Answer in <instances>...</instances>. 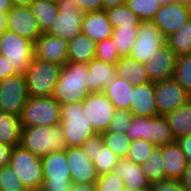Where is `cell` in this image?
<instances>
[{
  "label": "cell",
  "mask_w": 191,
  "mask_h": 191,
  "mask_svg": "<svg viewBox=\"0 0 191 191\" xmlns=\"http://www.w3.org/2000/svg\"><path fill=\"white\" fill-rule=\"evenodd\" d=\"M88 64L67 62L61 69L52 97L60 104L81 102L88 94L85 78Z\"/></svg>",
  "instance_id": "obj_1"
},
{
  "label": "cell",
  "mask_w": 191,
  "mask_h": 191,
  "mask_svg": "<svg viewBox=\"0 0 191 191\" xmlns=\"http://www.w3.org/2000/svg\"><path fill=\"white\" fill-rule=\"evenodd\" d=\"M20 145L41 158L67 148L60 124L51 127L22 126Z\"/></svg>",
  "instance_id": "obj_2"
},
{
  "label": "cell",
  "mask_w": 191,
  "mask_h": 191,
  "mask_svg": "<svg viewBox=\"0 0 191 191\" xmlns=\"http://www.w3.org/2000/svg\"><path fill=\"white\" fill-rule=\"evenodd\" d=\"M67 147H81L96 134L91 122L84 116L82 103L61 105V121Z\"/></svg>",
  "instance_id": "obj_3"
},
{
  "label": "cell",
  "mask_w": 191,
  "mask_h": 191,
  "mask_svg": "<svg viewBox=\"0 0 191 191\" xmlns=\"http://www.w3.org/2000/svg\"><path fill=\"white\" fill-rule=\"evenodd\" d=\"M62 65L33 58L25 73L28 96L51 97Z\"/></svg>",
  "instance_id": "obj_4"
},
{
  "label": "cell",
  "mask_w": 191,
  "mask_h": 191,
  "mask_svg": "<svg viewBox=\"0 0 191 191\" xmlns=\"http://www.w3.org/2000/svg\"><path fill=\"white\" fill-rule=\"evenodd\" d=\"M126 135L131 141L142 139L162 147L174 141L167 119L164 116L143 117L135 116L128 126Z\"/></svg>",
  "instance_id": "obj_5"
},
{
  "label": "cell",
  "mask_w": 191,
  "mask_h": 191,
  "mask_svg": "<svg viewBox=\"0 0 191 191\" xmlns=\"http://www.w3.org/2000/svg\"><path fill=\"white\" fill-rule=\"evenodd\" d=\"M22 126L51 127L60 124L61 105L51 97L29 96L20 115Z\"/></svg>",
  "instance_id": "obj_6"
},
{
  "label": "cell",
  "mask_w": 191,
  "mask_h": 191,
  "mask_svg": "<svg viewBox=\"0 0 191 191\" xmlns=\"http://www.w3.org/2000/svg\"><path fill=\"white\" fill-rule=\"evenodd\" d=\"M9 165L26 189L41 190L43 185L41 157L18 145L13 147Z\"/></svg>",
  "instance_id": "obj_7"
},
{
  "label": "cell",
  "mask_w": 191,
  "mask_h": 191,
  "mask_svg": "<svg viewBox=\"0 0 191 191\" xmlns=\"http://www.w3.org/2000/svg\"><path fill=\"white\" fill-rule=\"evenodd\" d=\"M1 55L8 58L16 74L25 75L34 58V42L10 30L0 36Z\"/></svg>",
  "instance_id": "obj_8"
},
{
  "label": "cell",
  "mask_w": 191,
  "mask_h": 191,
  "mask_svg": "<svg viewBox=\"0 0 191 191\" xmlns=\"http://www.w3.org/2000/svg\"><path fill=\"white\" fill-rule=\"evenodd\" d=\"M43 185L42 191H70L73 185L65 150L54 151L41 158Z\"/></svg>",
  "instance_id": "obj_9"
},
{
  "label": "cell",
  "mask_w": 191,
  "mask_h": 191,
  "mask_svg": "<svg viewBox=\"0 0 191 191\" xmlns=\"http://www.w3.org/2000/svg\"><path fill=\"white\" fill-rule=\"evenodd\" d=\"M57 5L58 16L46 33L69 42L82 33L85 13L72 0H57Z\"/></svg>",
  "instance_id": "obj_10"
},
{
  "label": "cell",
  "mask_w": 191,
  "mask_h": 191,
  "mask_svg": "<svg viewBox=\"0 0 191 191\" xmlns=\"http://www.w3.org/2000/svg\"><path fill=\"white\" fill-rule=\"evenodd\" d=\"M84 116L91 122L96 134L109 129L116 108L103 93H89L82 101Z\"/></svg>",
  "instance_id": "obj_11"
},
{
  "label": "cell",
  "mask_w": 191,
  "mask_h": 191,
  "mask_svg": "<svg viewBox=\"0 0 191 191\" xmlns=\"http://www.w3.org/2000/svg\"><path fill=\"white\" fill-rule=\"evenodd\" d=\"M28 97L25 75L0 80V111L20 116Z\"/></svg>",
  "instance_id": "obj_12"
},
{
  "label": "cell",
  "mask_w": 191,
  "mask_h": 191,
  "mask_svg": "<svg viewBox=\"0 0 191 191\" xmlns=\"http://www.w3.org/2000/svg\"><path fill=\"white\" fill-rule=\"evenodd\" d=\"M165 43L162 31L152 21H141L129 56L144 64Z\"/></svg>",
  "instance_id": "obj_13"
},
{
  "label": "cell",
  "mask_w": 191,
  "mask_h": 191,
  "mask_svg": "<svg viewBox=\"0 0 191 191\" xmlns=\"http://www.w3.org/2000/svg\"><path fill=\"white\" fill-rule=\"evenodd\" d=\"M154 98L159 116H165L191 100V95L173 78L154 83Z\"/></svg>",
  "instance_id": "obj_14"
},
{
  "label": "cell",
  "mask_w": 191,
  "mask_h": 191,
  "mask_svg": "<svg viewBox=\"0 0 191 191\" xmlns=\"http://www.w3.org/2000/svg\"><path fill=\"white\" fill-rule=\"evenodd\" d=\"M191 18V7L188 3L178 2L162 5L152 22L162 31L165 38L178 31Z\"/></svg>",
  "instance_id": "obj_15"
},
{
  "label": "cell",
  "mask_w": 191,
  "mask_h": 191,
  "mask_svg": "<svg viewBox=\"0 0 191 191\" xmlns=\"http://www.w3.org/2000/svg\"><path fill=\"white\" fill-rule=\"evenodd\" d=\"M66 160L69 166L72 183L95 184L99 175L93 161H91L81 147H67Z\"/></svg>",
  "instance_id": "obj_16"
},
{
  "label": "cell",
  "mask_w": 191,
  "mask_h": 191,
  "mask_svg": "<svg viewBox=\"0 0 191 191\" xmlns=\"http://www.w3.org/2000/svg\"><path fill=\"white\" fill-rule=\"evenodd\" d=\"M7 30L33 42L42 34L31 7L13 6L7 12Z\"/></svg>",
  "instance_id": "obj_17"
},
{
  "label": "cell",
  "mask_w": 191,
  "mask_h": 191,
  "mask_svg": "<svg viewBox=\"0 0 191 191\" xmlns=\"http://www.w3.org/2000/svg\"><path fill=\"white\" fill-rule=\"evenodd\" d=\"M177 56L165 43L155 50L154 54L144 63L145 70L151 82L172 79Z\"/></svg>",
  "instance_id": "obj_18"
},
{
  "label": "cell",
  "mask_w": 191,
  "mask_h": 191,
  "mask_svg": "<svg viewBox=\"0 0 191 191\" xmlns=\"http://www.w3.org/2000/svg\"><path fill=\"white\" fill-rule=\"evenodd\" d=\"M68 46L65 39L42 33L34 41V58L64 66L68 62Z\"/></svg>",
  "instance_id": "obj_19"
},
{
  "label": "cell",
  "mask_w": 191,
  "mask_h": 191,
  "mask_svg": "<svg viewBox=\"0 0 191 191\" xmlns=\"http://www.w3.org/2000/svg\"><path fill=\"white\" fill-rule=\"evenodd\" d=\"M89 73L85 78L89 93H101L105 86H111L116 77L115 65L94 58L88 63Z\"/></svg>",
  "instance_id": "obj_20"
},
{
  "label": "cell",
  "mask_w": 191,
  "mask_h": 191,
  "mask_svg": "<svg viewBox=\"0 0 191 191\" xmlns=\"http://www.w3.org/2000/svg\"><path fill=\"white\" fill-rule=\"evenodd\" d=\"M113 173L123 179L124 187L135 191H149L150 182L144 175L142 166L127 158H119Z\"/></svg>",
  "instance_id": "obj_21"
},
{
  "label": "cell",
  "mask_w": 191,
  "mask_h": 191,
  "mask_svg": "<svg viewBox=\"0 0 191 191\" xmlns=\"http://www.w3.org/2000/svg\"><path fill=\"white\" fill-rule=\"evenodd\" d=\"M130 111L135 116H158V110L154 98V82L142 85H133Z\"/></svg>",
  "instance_id": "obj_22"
},
{
  "label": "cell",
  "mask_w": 191,
  "mask_h": 191,
  "mask_svg": "<svg viewBox=\"0 0 191 191\" xmlns=\"http://www.w3.org/2000/svg\"><path fill=\"white\" fill-rule=\"evenodd\" d=\"M82 33L96 43L112 38L113 26L105 10L86 12L82 23Z\"/></svg>",
  "instance_id": "obj_23"
},
{
  "label": "cell",
  "mask_w": 191,
  "mask_h": 191,
  "mask_svg": "<svg viewBox=\"0 0 191 191\" xmlns=\"http://www.w3.org/2000/svg\"><path fill=\"white\" fill-rule=\"evenodd\" d=\"M161 154L166 179L181 180L188 162L178 141L162 146Z\"/></svg>",
  "instance_id": "obj_24"
},
{
  "label": "cell",
  "mask_w": 191,
  "mask_h": 191,
  "mask_svg": "<svg viewBox=\"0 0 191 191\" xmlns=\"http://www.w3.org/2000/svg\"><path fill=\"white\" fill-rule=\"evenodd\" d=\"M116 77L126 79L133 85L150 83L151 80L145 70L144 64L137 62L134 58L122 56L115 64Z\"/></svg>",
  "instance_id": "obj_25"
},
{
  "label": "cell",
  "mask_w": 191,
  "mask_h": 191,
  "mask_svg": "<svg viewBox=\"0 0 191 191\" xmlns=\"http://www.w3.org/2000/svg\"><path fill=\"white\" fill-rule=\"evenodd\" d=\"M97 43L81 33L69 41L68 62L90 63L96 56Z\"/></svg>",
  "instance_id": "obj_26"
},
{
  "label": "cell",
  "mask_w": 191,
  "mask_h": 191,
  "mask_svg": "<svg viewBox=\"0 0 191 191\" xmlns=\"http://www.w3.org/2000/svg\"><path fill=\"white\" fill-rule=\"evenodd\" d=\"M174 140L191 133V100L164 116Z\"/></svg>",
  "instance_id": "obj_27"
},
{
  "label": "cell",
  "mask_w": 191,
  "mask_h": 191,
  "mask_svg": "<svg viewBox=\"0 0 191 191\" xmlns=\"http://www.w3.org/2000/svg\"><path fill=\"white\" fill-rule=\"evenodd\" d=\"M133 84L115 77L111 86H105L103 93L109 98L116 109L130 110Z\"/></svg>",
  "instance_id": "obj_28"
},
{
  "label": "cell",
  "mask_w": 191,
  "mask_h": 191,
  "mask_svg": "<svg viewBox=\"0 0 191 191\" xmlns=\"http://www.w3.org/2000/svg\"><path fill=\"white\" fill-rule=\"evenodd\" d=\"M21 128L20 116L0 111V143L20 145Z\"/></svg>",
  "instance_id": "obj_29"
},
{
  "label": "cell",
  "mask_w": 191,
  "mask_h": 191,
  "mask_svg": "<svg viewBox=\"0 0 191 191\" xmlns=\"http://www.w3.org/2000/svg\"><path fill=\"white\" fill-rule=\"evenodd\" d=\"M30 7L42 33H46L58 16L57 0H35Z\"/></svg>",
  "instance_id": "obj_30"
},
{
  "label": "cell",
  "mask_w": 191,
  "mask_h": 191,
  "mask_svg": "<svg viewBox=\"0 0 191 191\" xmlns=\"http://www.w3.org/2000/svg\"><path fill=\"white\" fill-rule=\"evenodd\" d=\"M166 43L177 57L191 54V18L178 31L167 37Z\"/></svg>",
  "instance_id": "obj_31"
},
{
  "label": "cell",
  "mask_w": 191,
  "mask_h": 191,
  "mask_svg": "<svg viewBox=\"0 0 191 191\" xmlns=\"http://www.w3.org/2000/svg\"><path fill=\"white\" fill-rule=\"evenodd\" d=\"M113 28H139L141 20L126 4L106 10Z\"/></svg>",
  "instance_id": "obj_32"
},
{
  "label": "cell",
  "mask_w": 191,
  "mask_h": 191,
  "mask_svg": "<svg viewBox=\"0 0 191 191\" xmlns=\"http://www.w3.org/2000/svg\"><path fill=\"white\" fill-rule=\"evenodd\" d=\"M141 166L143 173L147 177L150 184L166 180L161 147H155L147 161Z\"/></svg>",
  "instance_id": "obj_33"
},
{
  "label": "cell",
  "mask_w": 191,
  "mask_h": 191,
  "mask_svg": "<svg viewBox=\"0 0 191 191\" xmlns=\"http://www.w3.org/2000/svg\"><path fill=\"white\" fill-rule=\"evenodd\" d=\"M118 161L119 157L105 144H97V152L93 163L99 176L113 172Z\"/></svg>",
  "instance_id": "obj_34"
},
{
  "label": "cell",
  "mask_w": 191,
  "mask_h": 191,
  "mask_svg": "<svg viewBox=\"0 0 191 191\" xmlns=\"http://www.w3.org/2000/svg\"><path fill=\"white\" fill-rule=\"evenodd\" d=\"M138 28H113L112 39L120 57L128 56L137 37Z\"/></svg>",
  "instance_id": "obj_35"
},
{
  "label": "cell",
  "mask_w": 191,
  "mask_h": 191,
  "mask_svg": "<svg viewBox=\"0 0 191 191\" xmlns=\"http://www.w3.org/2000/svg\"><path fill=\"white\" fill-rule=\"evenodd\" d=\"M125 4L141 21H152L162 6L158 0H126Z\"/></svg>",
  "instance_id": "obj_36"
},
{
  "label": "cell",
  "mask_w": 191,
  "mask_h": 191,
  "mask_svg": "<svg viewBox=\"0 0 191 191\" xmlns=\"http://www.w3.org/2000/svg\"><path fill=\"white\" fill-rule=\"evenodd\" d=\"M104 144L111 149L119 158H126L131 140L126 133L106 131L102 133Z\"/></svg>",
  "instance_id": "obj_37"
},
{
  "label": "cell",
  "mask_w": 191,
  "mask_h": 191,
  "mask_svg": "<svg viewBox=\"0 0 191 191\" xmlns=\"http://www.w3.org/2000/svg\"><path fill=\"white\" fill-rule=\"evenodd\" d=\"M173 79L191 95V54L177 57Z\"/></svg>",
  "instance_id": "obj_38"
},
{
  "label": "cell",
  "mask_w": 191,
  "mask_h": 191,
  "mask_svg": "<svg viewBox=\"0 0 191 191\" xmlns=\"http://www.w3.org/2000/svg\"><path fill=\"white\" fill-rule=\"evenodd\" d=\"M154 148L155 146L151 142L144 141L142 139H135L131 141L126 158L136 164L142 165L147 161Z\"/></svg>",
  "instance_id": "obj_39"
},
{
  "label": "cell",
  "mask_w": 191,
  "mask_h": 191,
  "mask_svg": "<svg viewBox=\"0 0 191 191\" xmlns=\"http://www.w3.org/2000/svg\"><path fill=\"white\" fill-rule=\"evenodd\" d=\"M19 176L10 165L0 167V191H26Z\"/></svg>",
  "instance_id": "obj_40"
},
{
  "label": "cell",
  "mask_w": 191,
  "mask_h": 191,
  "mask_svg": "<svg viewBox=\"0 0 191 191\" xmlns=\"http://www.w3.org/2000/svg\"><path fill=\"white\" fill-rule=\"evenodd\" d=\"M115 41L112 38L104 39L97 43V60L115 65L121 58L116 50Z\"/></svg>",
  "instance_id": "obj_41"
},
{
  "label": "cell",
  "mask_w": 191,
  "mask_h": 191,
  "mask_svg": "<svg viewBox=\"0 0 191 191\" xmlns=\"http://www.w3.org/2000/svg\"><path fill=\"white\" fill-rule=\"evenodd\" d=\"M95 185L97 191H122L125 188L123 179L113 172L100 175Z\"/></svg>",
  "instance_id": "obj_42"
},
{
  "label": "cell",
  "mask_w": 191,
  "mask_h": 191,
  "mask_svg": "<svg viewBox=\"0 0 191 191\" xmlns=\"http://www.w3.org/2000/svg\"><path fill=\"white\" fill-rule=\"evenodd\" d=\"M132 118L133 113L130 110L116 109L108 131L126 133Z\"/></svg>",
  "instance_id": "obj_43"
},
{
  "label": "cell",
  "mask_w": 191,
  "mask_h": 191,
  "mask_svg": "<svg viewBox=\"0 0 191 191\" xmlns=\"http://www.w3.org/2000/svg\"><path fill=\"white\" fill-rule=\"evenodd\" d=\"M149 191H186L180 180L166 179L150 184Z\"/></svg>",
  "instance_id": "obj_44"
},
{
  "label": "cell",
  "mask_w": 191,
  "mask_h": 191,
  "mask_svg": "<svg viewBox=\"0 0 191 191\" xmlns=\"http://www.w3.org/2000/svg\"><path fill=\"white\" fill-rule=\"evenodd\" d=\"M97 144H104L102 134H95L94 136L89 137V139H87L81 146L82 150L91 161L95 160Z\"/></svg>",
  "instance_id": "obj_45"
},
{
  "label": "cell",
  "mask_w": 191,
  "mask_h": 191,
  "mask_svg": "<svg viewBox=\"0 0 191 191\" xmlns=\"http://www.w3.org/2000/svg\"><path fill=\"white\" fill-rule=\"evenodd\" d=\"M72 1L76 2L79 9L84 13L103 10L102 0H72Z\"/></svg>",
  "instance_id": "obj_46"
},
{
  "label": "cell",
  "mask_w": 191,
  "mask_h": 191,
  "mask_svg": "<svg viewBox=\"0 0 191 191\" xmlns=\"http://www.w3.org/2000/svg\"><path fill=\"white\" fill-rule=\"evenodd\" d=\"M13 65L5 56L0 55V80L15 75Z\"/></svg>",
  "instance_id": "obj_47"
},
{
  "label": "cell",
  "mask_w": 191,
  "mask_h": 191,
  "mask_svg": "<svg viewBox=\"0 0 191 191\" xmlns=\"http://www.w3.org/2000/svg\"><path fill=\"white\" fill-rule=\"evenodd\" d=\"M177 141L182 148V151L186 157L187 162L190 163L191 162V133L179 138Z\"/></svg>",
  "instance_id": "obj_48"
},
{
  "label": "cell",
  "mask_w": 191,
  "mask_h": 191,
  "mask_svg": "<svg viewBox=\"0 0 191 191\" xmlns=\"http://www.w3.org/2000/svg\"><path fill=\"white\" fill-rule=\"evenodd\" d=\"M13 146L0 143V167L9 165Z\"/></svg>",
  "instance_id": "obj_49"
},
{
  "label": "cell",
  "mask_w": 191,
  "mask_h": 191,
  "mask_svg": "<svg viewBox=\"0 0 191 191\" xmlns=\"http://www.w3.org/2000/svg\"><path fill=\"white\" fill-rule=\"evenodd\" d=\"M180 181L186 191H191V162L187 163L184 174Z\"/></svg>",
  "instance_id": "obj_50"
},
{
  "label": "cell",
  "mask_w": 191,
  "mask_h": 191,
  "mask_svg": "<svg viewBox=\"0 0 191 191\" xmlns=\"http://www.w3.org/2000/svg\"><path fill=\"white\" fill-rule=\"evenodd\" d=\"M70 191H97L95 184H88V183H80L75 184L73 183Z\"/></svg>",
  "instance_id": "obj_51"
},
{
  "label": "cell",
  "mask_w": 191,
  "mask_h": 191,
  "mask_svg": "<svg viewBox=\"0 0 191 191\" xmlns=\"http://www.w3.org/2000/svg\"><path fill=\"white\" fill-rule=\"evenodd\" d=\"M103 2V10H107L113 7H117L118 5L125 4L126 0H102Z\"/></svg>",
  "instance_id": "obj_52"
},
{
  "label": "cell",
  "mask_w": 191,
  "mask_h": 191,
  "mask_svg": "<svg viewBox=\"0 0 191 191\" xmlns=\"http://www.w3.org/2000/svg\"><path fill=\"white\" fill-rule=\"evenodd\" d=\"M7 30V12H0V36Z\"/></svg>",
  "instance_id": "obj_53"
},
{
  "label": "cell",
  "mask_w": 191,
  "mask_h": 191,
  "mask_svg": "<svg viewBox=\"0 0 191 191\" xmlns=\"http://www.w3.org/2000/svg\"><path fill=\"white\" fill-rule=\"evenodd\" d=\"M35 0H11L13 6L30 7Z\"/></svg>",
  "instance_id": "obj_54"
},
{
  "label": "cell",
  "mask_w": 191,
  "mask_h": 191,
  "mask_svg": "<svg viewBox=\"0 0 191 191\" xmlns=\"http://www.w3.org/2000/svg\"><path fill=\"white\" fill-rule=\"evenodd\" d=\"M12 7L11 0H0V12H8Z\"/></svg>",
  "instance_id": "obj_55"
},
{
  "label": "cell",
  "mask_w": 191,
  "mask_h": 191,
  "mask_svg": "<svg viewBox=\"0 0 191 191\" xmlns=\"http://www.w3.org/2000/svg\"><path fill=\"white\" fill-rule=\"evenodd\" d=\"M161 5L174 4L181 2V0H158Z\"/></svg>",
  "instance_id": "obj_56"
},
{
  "label": "cell",
  "mask_w": 191,
  "mask_h": 191,
  "mask_svg": "<svg viewBox=\"0 0 191 191\" xmlns=\"http://www.w3.org/2000/svg\"><path fill=\"white\" fill-rule=\"evenodd\" d=\"M122 191H135V190H130L128 188H124Z\"/></svg>",
  "instance_id": "obj_57"
},
{
  "label": "cell",
  "mask_w": 191,
  "mask_h": 191,
  "mask_svg": "<svg viewBox=\"0 0 191 191\" xmlns=\"http://www.w3.org/2000/svg\"><path fill=\"white\" fill-rule=\"evenodd\" d=\"M191 0H181V2L189 3Z\"/></svg>",
  "instance_id": "obj_58"
}]
</instances>
